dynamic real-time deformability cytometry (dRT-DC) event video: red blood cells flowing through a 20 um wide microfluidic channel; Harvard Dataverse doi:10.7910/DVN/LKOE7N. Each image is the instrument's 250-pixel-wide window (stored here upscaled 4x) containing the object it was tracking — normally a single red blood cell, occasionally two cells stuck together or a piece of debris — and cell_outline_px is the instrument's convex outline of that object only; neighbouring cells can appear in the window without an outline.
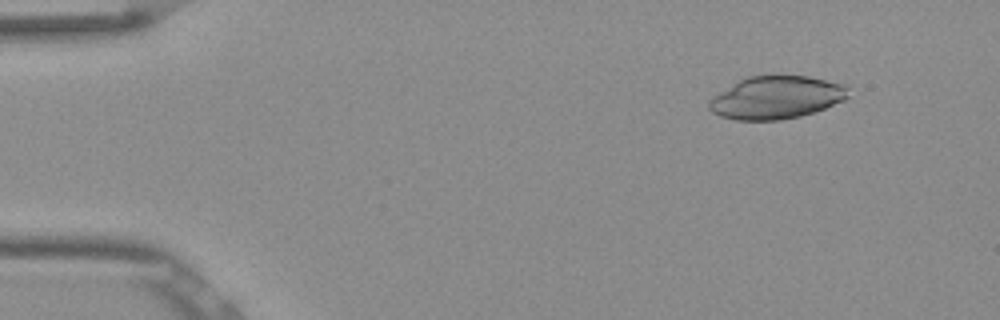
{"species": "Egyptian fruit bat (a non-hibernating species)", "species_latin": "Rousettus aegyptiacus", "temperature_condition": "room temperature", "stored_images_in_passage": 50, "camera_frame_rate_fps": 3000, "um_per_image_px": 0.085, "frame": {"image": 1, "passage_image": 3, "time_ms": 0.667, "image_size_px": [1000, 320], "cell_outline_px": [[848, 96], [844, 100], [824, 108], [800, 116], [780, 120], [736, 120], [720, 116], [712, 112], [708, 108], [708, 100], [720, 92], [740, 80], [748, 76], [808, 76], [848, 84]], "centroid_in_image_um": [66.0, 8.29], "position_along_channel_um": 19.0, "area_um2": 34.56}}